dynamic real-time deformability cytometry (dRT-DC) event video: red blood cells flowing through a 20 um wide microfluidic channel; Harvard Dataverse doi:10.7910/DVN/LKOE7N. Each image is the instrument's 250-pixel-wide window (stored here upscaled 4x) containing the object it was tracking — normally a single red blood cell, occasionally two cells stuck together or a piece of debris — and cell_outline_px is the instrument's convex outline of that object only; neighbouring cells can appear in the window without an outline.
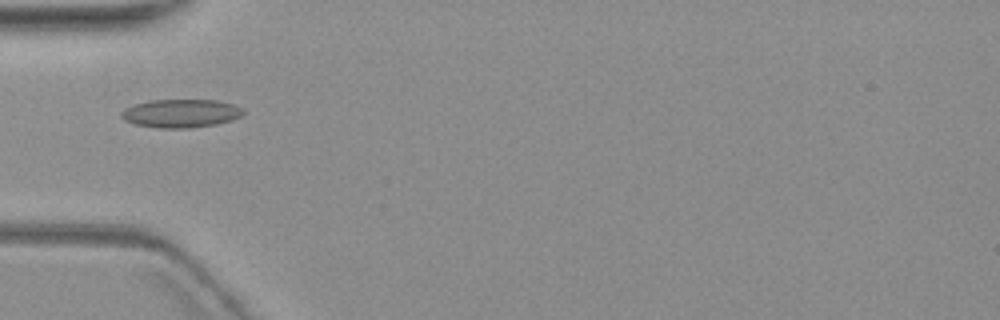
{"species": "common noctule bat (a hibernating species)", "species_latin": "Nyctalus noctula", "temperature_condition": "warm", "stored_images_in_passage": 8, "camera_frame_rate_fps": 3000, "um_per_image_px": 0.085, "animal": {"sex": "female", "body_mass_g": 19.3, "forearm_length_mm": 54.1}, "frame": {"image": 1, "passage_image": 5, "time_ms": 5.667, "image_size_px": [1000, 320], "cell_outline_px": [[244, 112], [240, 116], [232, 120], [216, 124], [188, 128], [160, 128], [136, 124], [124, 120], [120, 116], [120, 112], [124, 108], [148, 100], [216, 100], [232, 104], [240, 108]], "centroid_in_image_um": [15.33, 9.63], "position_along_channel_um": 69.7, "area_um2": 20.0}}
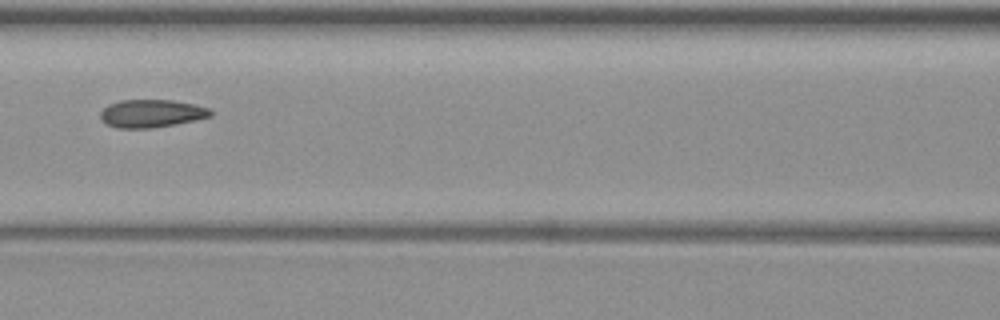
{"frame": {"image": 2, "passage_image": 7, "time_ms": 8.0, "image_size_px": [1000, 320], "cell_outline_px": [[212, 116], [196, 120], [176, 124], [152, 128], [116, 128], [108, 124], [100, 116], [100, 112], [108, 104], [120, 100], [172, 100], [196, 104], [208, 108], [212, 112]], "centroid_in_image_um": [12.9, 9.64], "position_along_channel_um": 153.7, "area_um2": 17.92}}
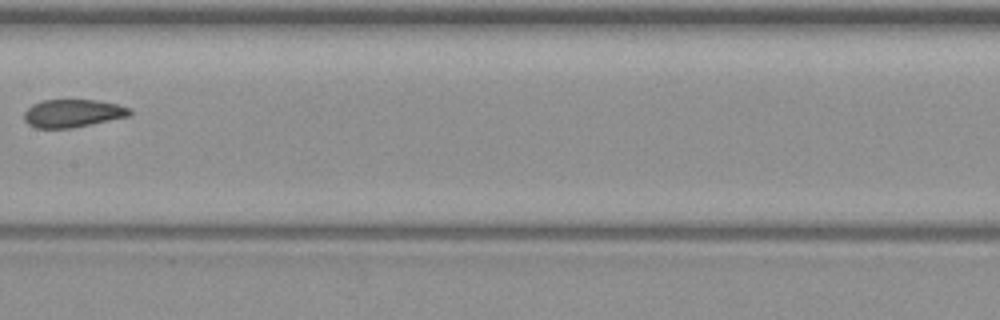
{"frame": {"image": 3, "passage_image": 8, "time_ms": 9.333, "image_size_px": [1000, 320], "cell_outline_px": [[132, 112], [128, 116], [72, 128], [36, 128], [28, 124], [24, 120], [24, 112], [32, 104], [44, 100], [96, 100], [116, 104], [132, 108]], "centroid_in_image_um": [6.17, 9.63], "position_along_channel_um": 201.2, "area_um2": 17.11}}